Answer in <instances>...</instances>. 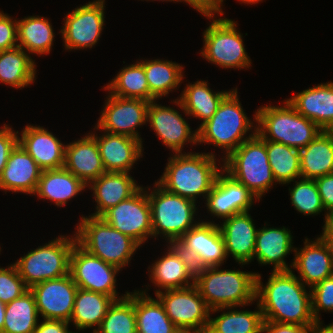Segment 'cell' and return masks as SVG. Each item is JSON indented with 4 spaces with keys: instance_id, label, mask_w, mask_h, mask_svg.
<instances>
[{
    "instance_id": "obj_24",
    "label": "cell",
    "mask_w": 333,
    "mask_h": 333,
    "mask_svg": "<svg viewBox=\"0 0 333 333\" xmlns=\"http://www.w3.org/2000/svg\"><path fill=\"white\" fill-rule=\"evenodd\" d=\"M20 136L18 143L42 170L64 167L66 145L46 128L27 124Z\"/></svg>"
},
{
    "instance_id": "obj_25",
    "label": "cell",
    "mask_w": 333,
    "mask_h": 333,
    "mask_svg": "<svg viewBox=\"0 0 333 333\" xmlns=\"http://www.w3.org/2000/svg\"><path fill=\"white\" fill-rule=\"evenodd\" d=\"M41 173L36 161L17 143L0 175V189L33 195Z\"/></svg>"
},
{
    "instance_id": "obj_4",
    "label": "cell",
    "mask_w": 333,
    "mask_h": 333,
    "mask_svg": "<svg viewBox=\"0 0 333 333\" xmlns=\"http://www.w3.org/2000/svg\"><path fill=\"white\" fill-rule=\"evenodd\" d=\"M241 105L237 88H234L222 100L214 115L197 128L198 144H213L226 151L221 160L256 134V125L253 126ZM252 127L254 131L247 137Z\"/></svg>"
},
{
    "instance_id": "obj_18",
    "label": "cell",
    "mask_w": 333,
    "mask_h": 333,
    "mask_svg": "<svg viewBox=\"0 0 333 333\" xmlns=\"http://www.w3.org/2000/svg\"><path fill=\"white\" fill-rule=\"evenodd\" d=\"M156 102L152 101L148 105L147 122L166 148L171 149L174 154L182 153L187 143L198 145L197 129L191 130L182 114L173 107L162 106Z\"/></svg>"
},
{
    "instance_id": "obj_37",
    "label": "cell",
    "mask_w": 333,
    "mask_h": 333,
    "mask_svg": "<svg viewBox=\"0 0 333 333\" xmlns=\"http://www.w3.org/2000/svg\"><path fill=\"white\" fill-rule=\"evenodd\" d=\"M55 33L48 18L43 16H28L17 19V41L29 54L45 55L52 50Z\"/></svg>"
},
{
    "instance_id": "obj_8",
    "label": "cell",
    "mask_w": 333,
    "mask_h": 333,
    "mask_svg": "<svg viewBox=\"0 0 333 333\" xmlns=\"http://www.w3.org/2000/svg\"><path fill=\"white\" fill-rule=\"evenodd\" d=\"M156 187V188H155ZM148 194L151 220L152 237L164 236L166 242L175 244L185 233L198 222L195 201L166 191L156 181L151 193L149 187H144Z\"/></svg>"
},
{
    "instance_id": "obj_2",
    "label": "cell",
    "mask_w": 333,
    "mask_h": 333,
    "mask_svg": "<svg viewBox=\"0 0 333 333\" xmlns=\"http://www.w3.org/2000/svg\"><path fill=\"white\" fill-rule=\"evenodd\" d=\"M215 157L212 152L175 153L168 158L163 175L156 182L166 191L195 202L200 196L206 199L223 169L222 165L217 166Z\"/></svg>"
},
{
    "instance_id": "obj_15",
    "label": "cell",
    "mask_w": 333,
    "mask_h": 333,
    "mask_svg": "<svg viewBox=\"0 0 333 333\" xmlns=\"http://www.w3.org/2000/svg\"><path fill=\"white\" fill-rule=\"evenodd\" d=\"M212 222L198 220V223L175 243L192 260L195 270L222 266L227 260L221 231L218 224Z\"/></svg>"
},
{
    "instance_id": "obj_47",
    "label": "cell",
    "mask_w": 333,
    "mask_h": 333,
    "mask_svg": "<svg viewBox=\"0 0 333 333\" xmlns=\"http://www.w3.org/2000/svg\"><path fill=\"white\" fill-rule=\"evenodd\" d=\"M19 134L18 130L15 132L7 124L0 128V175L6 166L11 150L18 143Z\"/></svg>"
},
{
    "instance_id": "obj_44",
    "label": "cell",
    "mask_w": 333,
    "mask_h": 333,
    "mask_svg": "<svg viewBox=\"0 0 333 333\" xmlns=\"http://www.w3.org/2000/svg\"><path fill=\"white\" fill-rule=\"evenodd\" d=\"M29 288L20 277L14 263L7 268L0 267V300L5 304L20 297Z\"/></svg>"
},
{
    "instance_id": "obj_59",
    "label": "cell",
    "mask_w": 333,
    "mask_h": 333,
    "mask_svg": "<svg viewBox=\"0 0 333 333\" xmlns=\"http://www.w3.org/2000/svg\"><path fill=\"white\" fill-rule=\"evenodd\" d=\"M141 1H142V0H141ZM145 1H149V0H145ZM151 1H153V0H151ZM154 1H156V0H154ZM158 1H166V2H167V1H168V2H169V1H171V2L173 1V2H176V3L178 2V0H158Z\"/></svg>"
},
{
    "instance_id": "obj_51",
    "label": "cell",
    "mask_w": 333,
    "mask_h": 333,
    "mask_svg": "<svg viewBox=\"0 0 333 333\" xmlns=\"http://www.w3.org/2000/svg\"><path fill=\"white\" fill-rule=\"evenodd\" d=\"M185 2L192 8L206 16H215V14L221 15L220 7L213 0H178V2Z\"/></svg>"
},
{
    "instance_id": "obj_57",
    "label": "cell",
    "mask_w": 333,
    "mask_h": 333,
    "mask_svg": "<svg viewBox=\"0 0 333 333\" xmlns=\"http://www.w3.org/2000/svg\"><path fill=\"white\" fill-rule=\"evenodd\" d=\"M219 7H220V9H221V15H223L224 13H223V11H222V8H221V6H223L222 4V2L224 1V0H213Z\"/></svg>"
},
{
    "instance_id": "obj_32",
    "label": "cell",
    "mask_w": 333,
    "mask_h": 333,
    "mask_svg": "<svg viewBox=\"0 0 333 333\" xmlns=\"http://www.w3.org/2000/svg\"><path fill=\"white\" fill-rule=\"evenodd\" d=\"M299 153L301 178L316 179L333 173V130H322Z\"/></svg>"
},
{
    "instance_id": "obj_33",
    "label": "cell",
    "mask_w": 333,
    "mask_h": 333,
    "mask_svg": "<svg viewBox=\"0 0 333 333\" xmlns=\"http://www.w3.org/2000/svg\"><path fill=\"white\" fill-rule=\"evenodd\" d=\"M114 301L111 296L78 288L69 323H73L79 331L96 326L94 333Z\"/></svg>"
},
{
    "instance_id": "obj_56",
    "label": "cell",
    "mask_w": 333,
    "mask_h": 333,
    "mask_svg": "<svg viewBox=\"0 0 333 333\" xmlns=\"http://www.w3.org/2000/svg\"><path fill=\"white\" fill-rule=\"evenodd\" d=\"M238 1H241L240 3H244V4H257L259 2H261L262 0H238Z\"/></svg>"
},
{
    "instance_id": "obj_46",
    "label": "cell",
    "mask_w": 333,
    "mask_h": 333,
    "mask_svg": "<svg viewBox=\"0 0 333 333\" xmlns=\"http://www.w3.org/2000/svg\"><path fill=\"white\" fill-rule=\"evenodd\" d=\"M17 46V20H13L7 13L0 11V51Z\"/></svg>"
},
{
    "instance_id": "obj_35",
    "label": "cell",
    "mask_w": 333,
    "mask_h": 333,
    "mask_svg": "<svg viewBox=\"0 0 333 333\" xmlns=\"http://www.w3.org/2000/svg\"><path fill=\"white\" fill-rule=\"evenodd\" d=\"M144 66L148 86L149 102L168 96L169 92L177 89L183 81L182 65L162 59L140 60Z\"/></svg>"
},
{
    "instance_id": "obj_42",
    "label": "cell",
    "mask_w": 333,
    "mask_h": 333,
    "mask_svg": "<svg viewBox=\"0 0 333 333\" xmlns=\"http://www.w3.org/2000/svg\"><path fill=\"white\" fill-rule=\"evenodd\" d=\"M136 331L134 290L126 297L113 302L94 333H135Z\"/></svg>"
},
{
    "instance_id": "obj_54",
    "label": "cell",
    "mask_w": 333,
    "mask_h": 333,
    "mask_svg": "<svg viewBox=\"0 0 333 333\" xmlns=\"http://www.w3.org/2000/svg\"><path fill=\"white\" fill-rule=\"evenodd\" d=\"M6 304L0 300V333L3 332Z\"/></svg>"
},
{
    "instance_id": "obj_34",
    "label": "cell",
    "mask_w": 333,
    "mask_h": 333,
    "mask_svg": "<svg viewBox=\"0 0 333 333\" xmlns=\"http://www.w3.org/2000/svg\"><path fill=\"white\" fill-rule=\"evenodd\" d=\"M258 310H238L236 307H222L212 309L210 313L223 311L215 318H209L206 333H262L263 315L258 303ZM236 309V310H235ZM229 310V311H228Z\"/></svg>"
},
{
    "instance_id": "obj_11",
    "label": "cell",
    "mask_w": 333,
    "mask_h": 333,
    "mask_svg": "<svg viewBox=\"0 0 333 333\" xmlns=\"http://www.w3.org/2000/svg\"><path fill=\"white\" fill-rule=\"evenodd\" d=\"M155 295L163 304L169 319L179 330L206 333L211 309L195 285L181 289L161 290Z\"/></svg>"
},
{
    "instance_id": "obj_22",
    "label": "cell",
    "mask_w": 333,
    "mask_h": 333,
    "mask_svg": "<svg viewBox=\"0 0 333 333\" xmlns=\"http://www.w3.org/2000/svg\"><path fill=\"white\" fill-rule=\"evenodd\" d=\"M99 148L106 172H130L143 156V141L122 134L104 131L101 136L91 133Z\"/></svg>"
},
{
    "instance_id": "obj_31",
    "label": "cell",
    "mask_w": 333,
    "mask_h": 333,
    "mask_svg": "<svg viewBox=\"0 0 333 333\" xmlns=\"http://www.w3.org/2000/svg\"><path fill=\"white\" fill-rule=\"evenodd\" d=\"M86 185L64 167L60 169L42 170L37 188L33 195L39 199H47L62 207L76 195L85 191ZM85 188V189H84Z\"/></svg>"
},
{
    "instance_id": "obj_49",
    "label": "cell",
    "mask_w": 333,
    "mask_h": 333,
    "mask_svg": "<svg viewBox=\"0 0 333 333\" xmlns=\"http://www.w3.org/2000/svg\"><path fill=\"white\" fill-rule=\"evenodd\" d=\"M312 327L314 326H302L272 321H263L262 333H309V330Z\"/></svg>"
},
{
    "instance_id": "obj_50",
    "label": "cell",
    "mask_w": 333,
    "mask_h": 333,
    "mask_svg": "<svg viewBox=\"0 0 333 333\" xmlns=\"http://www.w3.org/2000/svg\"><path fill=\"white\" fill-rule=\"evenodd\" d=\"M69 324L68 321L64 320L43 319L40 324L38 322L34 333H75L69 331Z\"/></svg>"
},
{
    "instance_id": "obj_55",
    "label": "cell",
    "mask_w": 333,
    "mask_h": 333,
    "mask_svg": "<svg viewBox=\"0 0 333 333\" xmlns=\"http://www.w3.org/2000/svg\"><path fill=\"white\" fill-rule=\"evenodd\" d=\"M320 236L325 240V242L329 246L331 251V257L333 259V235H320Z\"/></svg>"
},
{
    "instance_id": "obj_16",
    "label": "cell",
    "mask_w": 333,
    "mask_h": 333,
    "mask_svg": "<svg viewBox=\"0 0 333 333\" xmlns=\"http://www.w3.org/2000/svg\"><path fill=\"white\" fill-rule=\"evenodd\" d=\"M104 109L98 118L95 130L122 134L141 140L137 128L145 125L148 117L149 101L116 97L108 93Z\"/></svg>"
},
{
    "instance_id": "obj_52",
    "label": "cell",
    "mask_w": 333,
    "mask_h": 333,
    "mask_svg": "<svg viewBox=\"0 0 333 333\" xmlns=\"http://www.w3.org/2000/svg\"><path fill=\"white\" fill-rule=\"evenodd\" d=\"M324 215L325 224L321 235H333V208L327 211Z\"/></svg>"
},
{
    "instance_id": "obj_26",
    "label": "cell",
    "mask_w": 333,
    "mask_h": 333,
    "mask_svg": "<svg viewBox=\"0 0 333 333\" xmlns=\"http://www.w3.org/2000/svg\"><path fill=\"white\" fill-rule=\"evenodd\" d=\"M286 100L300 115L322 130H333V82L315 85Z\"/></svg>"
},
{
    "instance_id": "obj_17",
    "label": "cell",
    "mask_w": 333,
    "mask_h": 333,
    "mask_svg": "<svg viewBox=\"0 0 333 333\" xmlns=\"http://www.w3.org/2000/svg\"><path fill=\"white\" fill-rule=\"evenodd\" d=\"M38 314L43 319L70 322L78 286L70 274L33 285Z\"/></svg>"
},
{
    "instance_id": "obj_13",
    "label": "cell",
    "mask_w": 333,
    "mask_h": 333,
    "mask_svg": "<svg viewBox=\"0 0 333 333\" xmlns=\"http://www.w3.org/2000/svg\"><path fill=\"white\" fill-rule=\"evenodd\" d=\"M106 223L135 240L140 246L152 238L151 209L147 191L141 187L130 198L100 216Z\"/></svg>"
},
{
    "instance_id": "obj_19",
    "label": "cell",
    "mask_w": 333,
    "mask_h": 333,
    "mask_svg": "<svg viewBox=\"0 0 333 333\" xmlns=\"http://www.w3.org/2000/svg\"><path fill=\"white\" fill-rule=\"evenodd\" d=\"M255 199L258 200L245 185L222 169L206 197L205 206L212 216L223 220L235 214L248 212Z\"/></svg>"
},
{
    "instance_id": "obj_3",
    "label": "cell",
    "mask_w": 333,
    "mask_h": 333,
    "mask_svg": "<svg viewBox=\"0 0 333 333\" xmlns=\"http://www.w3.org/2000/svg\"><path fill=\"white\" fill-rule=\"evenodd\" d=\"M204 267L195 271V286L212 309L248 306L255 300L256 272Z\"/></svg>"
},
{
    "instance_id": "obj_14",
    "label": "cell",
    "mask_w": 333,
    "mask_h": 333,
    "mask_svg": "<svg viewBox=\"0 0 333 333\" xmlns=\"http://www.w3.org/2000/svg\"><path fill=\"white\" fill-rule=\"evenodd\" d=\"M105 0H93L69 12L60 30L66 50L92 48L105 23Z\"/></svg>"
},
{
    "instance_id": "obj_9",
    "label": "cell",
    "mask_w": 333,
    "mask_h": 333,
    "mask_svg": "<svg viewBox=\"0 0 333 333\" xmlns=\"http://www.w3.org/2000/svg\"><path fill=\"white\" fill-rule=\"evenodd\" d=\"M60 235L31 250L19 258L14 264L25 285L30 289L33 285L69 274L70 255L76 237Z\"/></svg>"
},
{
    "instance_id": "obj_60",
    "label": "cell",
    "mask_w": 333,
    "mask_h": 333,
    "mask_svg": "<svg viewBox=\"0 0 333 333\" xmlns=\"http://www.w3.org/2000/svg\"><path fill=\"white\" fill-rule=\"evenodd\" d=\"M328 326V328L333 332V323H331V324H329V325H327Z\"/></svg>"
},
{
    "instance_id": "obj_30",
    "label": "cell",
    "mask_w": 333,
    "mask_h": 333,
    "mask_svg": "<svg viewBox=\"0 0 333 333\" xmlns=\"http://www.w3.org/2000/svg\"><path fill=\"white\" fill-rule=\"evenodd\" d=\"M208 85V81L204 80L185 84L180 97L172 101L183 113L185 112L184 114L200 119V126L214 115L222 100L232 91L213 92Z\"/></svg>"
},
{
    "instance_id": "obj_45",
    "label": "cell",
    "mask_w": 333,
    "mask_h": 333,
    "mask_svg": "<svg viewBox=\"0 0 333 333\" xmlns=\"http://www.w3.org/2000/svg\"><path fill=\"white\" fill-rule=\"evenodd\" d=\"M312 314L317 323L320 321V310L333 312V276L325 278L311 289Z\"/></svg>"
},
{
    "instance_id": "obj_21",
    "label": "cell",
    "mask_w": 333,
    "mask_h": 333,
    "mask_svg": "<svg viewBox=\"0 0 333 333\" xmlns=\"http://www.w3.org/2000/svg\"><path fill=\"white\" fill-rule=\"evenodd\" d=\"M294 253L295 257L289 266L298 271L297 277L310 289L325 278L333 276L331 251L321 236L314 241L305 237L304 247L299 250L295 248Z\"/></svg>"
},
{
    "instance_id": "obj_27",
    "label": "cell",
    "mask_w": 333,
    "mask_h": 333,
    "mask_svg": "<svg viewBox=\"0 0 333 333\" xmlns=\"http://www.w3.org/2000/svg\"><path fill=\"white\" fill-rule=\"evenodd\" d=\"M64 168L86 186L106 172L96 138L91 133L66 145Z\"/></svg>"
},
{
    "instance_id": "obj_43",
    "label": "cell",
    "mask_w": 333,
    "mask_h": 333,
    "mask_svg": "<svg viewBox=\"0 0 333 333\" xmlns=\"http://www.w3.org/2000/svg\"><path fill=\"white\" fill-rule=\"evenodd\" d=\"M295 181L293 188L289 187L291 204L303 215H318L325 211L321 196L314 179L300 178Z\"/></svg>"
},
{
    "instance_id": "obj_40",
    "label": "cell",
    "mask_w": 333,
    "mask_h": 333,
    "mask_svg": "<svg viewBox=\"0 0 333 333\" xmlns=\"http://www.w3.org/2000/svg\"><path fill=\"white\" fill-rule=\"evenodd\" d=\"M116 97L149 101V86L144 66L138 61L121 68L117 76L104 87Z\"/></svg>"
},
{
    "instance_id": "obj_20",
    "label": "cell",
    "mask_w": 333,
    "mask_h": 333,
    "mask_svg": "<svg viewBox=\"0 0 333 333\" xmlns=\"http://www.w3.org/2000/svg\"><path fill=\"white\" fill-rule=\"evenodd\" d=\"M148 269L151 282L159 288L155 294L161 289H181L195 285L196 270L193 262L176 244H170L165 255Z\"/></svg>"
},
{
    "instance_id": "obj_28",
    "label": "cell",
    "mask_w": 333,
    "mask_h": 333,
    "mask_svg": "<svg viewBox=\"0 0 333 333\" xmlns=\"http://www.w3.org/2000/svg\"><path fill=\"white\" fill-rule=\"evenodd\" d=\"M93 191L96 212L90 216L100 217L104 212L130 198L142 186L128 172H105L88 186Z\"/></svg>"
},
{
    "instance_id": "obj_38",
    "label": "cell",
    "mask_w": 333,
    "mask_h": 333,
    "mask_svg": "<svg viewBox=\"0 0 333 333\" xmlns=\"http://www.w3.org/2000/svg\"><path fill=\"white\" fill-rule=\"evenodd\" d=\"M21 47L0 51V83L22 89L36 80L35 60Z\"/></svg>"
},
{
    "instance_id": "obj_36",
    "label": "cell",
    "mask_w": 333,
    "mask_h": 333,
    "mask_svg": "<svg viewBox=\"0 0 333 333\" xmlns=\"http://www.w3.org/2000/svg\"><path fill=\"white\" fill-rule=\"evenodd\" d=\"M135 290V315L138 333H176L179 329L169 319L159 299Z\"/></svg>"
},
{
    "instance_id": "obj_10",
    "label": "cell",
    "mask_w": 333,
    "mask_h": 333,
    "mask_svg": "<svg viewBox=\"0 0 333 333\" xmlns=\"http://www.w3.org/2000/svg\"><path fill=\"white\" fill-rule=\"evenodd\" d=\"M207 18L213 20L203 32L204 46L201 56L220 68L242 70L249 68L252 64L251 59L244 48L243 34L236 29L237 23L228 18L216 19L215 16Z\"/></svg>"
},
{
    "instance_id": "obj_1",
    "label": "cell",
    "mask_w": 333,
    "mask_h": 333,
    "mask_svg": "<svg viewBox=\"0 0 333 333\" xmlns=\"http://www.w3.org/2000/svg\"><path fill=\"white\" fill-rule=\"evenodd\" d=\"M261 274H256L255 300L263 320L285 324L315 326L312 314L311 290L293 270L272 271L265 286Z\"/></svg>"
},
{
    "instance_id": "obj_48",
    "label": "cell",
    "mask_w": 333,
    "mask_h": 333,
    "mask_svg": "<svg viewBox=\"0 0 333 333\" xmlns=\"http://www.w3.org/2000/svg\"><path fill=\"white\" fill-rule=\"evenodd\" d=\"M314 180L321 196L323 207L326 210L325 212H327L333 208V173Z\"/></svg>"
},
{
    "instance_id": "obj_12",
    "label": "cell",
    "mask_w": 333,
    "mask_h": 333,
    "mask_svg": "<svg viewBox=\"0 0 333 333\" xmlns=\"http://www.w3.org/2000/svg\"><path fill=\"white\" fill-rule=\"evenodd\" d=\"M120 269L104 262L100 258L89 254L77 243L70 255L69 274L78 288L101 293L119 300L128 295V291L121 297L116 290V275Z\"/></svg>"
},
{
    "instance_id": "obj_7",
    "label": "cell",
    "mask_w": 333,
    "mask_h": 333,
    "mask_svg": "<svg viewBox=\"0 0 333 333\" xmlns=\"http://www.w3.org/2000/svg\"><path fill=\"white\" fill-rule=\"evenodd\" d=\"M222 161L223 170L245 185L259 201L277 183L269 164L265 140L257 133Z\"/></svg>"
},
{
    "instance_id": "obj_39",
    "label": "cell",
    "mask_w": 333,
    "mask_h": 333,
    "mask_svg": "<svg viewBox=\"0 0 333 333\" xmlns=\"http://www.w3.org/2000/svg\"><path fill=\"white\" fill-rule=\"evenodd\" d=\"M38 316L35 296L28 289L6 304L2 333H34L39 321Z\"/></svg>"
},
{
    "instance_id": "obj_58",
    "label": "cell",
    "mask_w": 333,
    "mask_h": 333,
    "mask_svg": "<svg viewBox=\"0 0 333 333\" xmlns=\"http://www.w3.org/2000/svg\"><path fill=\"white\" fill-rule=\"evenodd\" d=\"M176 333H197V332L191 330H178Z\"/></svg>"
},
{
    "instance_id": "obj_53",
    "label": "cell",
    "mask_w": 333,
    "mask_h": 333,
    "mask_svg": "<svg viewBox=\"0 0 333 333\" xmlns=\"http://www.w3.org/2000/svg\"><path fill=\"white\" fill-rule=\"evenodd\" d=\"M323 323H318L309 330V333H333L327 325H322Z\"/></svg>"
},
{
    "instance_id": "obj_29",
    "label": "cell",
    "mask_w": 333,
    "mask_h": 333,
    "mask_svg": "<svg viewBox=\"0 0 333 333\" xmlns=\"http://www.w3.org/2000/svg\"><path fill=\"white\" fill-rule=\"evenodd\" d=\"M291 231L284 226L281 228L266 227L259 228L257 232L255 250L253 255L258 264L273 265L272 271L292 270L286 264L285 258L294 252L293 236Z\"/></svg>"
},
{
    "instance_id": "obj_23",
    "label": "cell",
    "mask_w": 333,
    "mask_h": 333,
    "mask_svg": "<svg viewBox=\"0 0 333 333\" xmlns=\"http://www.w3.org/2000/svg\"><path fill=\"white\" fill-rule=\"evenodd\" d=\"M248 212L225 218L218 227L224 239L225 253L232 255L239 265L253 261L258 229Z\"/></svg>"
},
{
    "instance_id": "obj_41",
    "label": "cell",
    "mask_w": 333,
    "mask_h": 333,
    "mask_svg": "<svg viewBox=\"0 0 333 333\" xmlns=\"http://www.w3.org/2000/svg\"><path fill=\"white\" fill-rule=\"evenodd\" d=\"M269 164L277 183L288 184L301 178L299 150L285 144L266 141Z\"/></svg>"
},
{
    "instance_id": "obj_5",
    "label": "cell",
    "mask_w": 333,
    "mask_h": 333,
    "mask_svg": "<svg viewBox=\"0 0 333 333\" xmlns=\"http://www.w3.org/2000/svg\"><path fill=\"white\" fill-rule=\"evenodd\" d=\"M283 103V106H261L255 111L256 133L266 141L300 150L313 141L322 129L300 115L287 100Z\"/></svg>"
},
{
    "instance_id": "obj_6",
    "label": "cell",
    "mask_w": 333,
    "mask_h": 333,
    "mask_svg": "<svg viewBox=\"0 0 333 333\" xmlns=\"http://www.w3.org/2000/svg\"><path fill=\"white\" fill-rule=\"evenodd\" d=\"M77 225L74 233L77 244L120 270L129 265L134 252L140 248L135 240L113 228L101 217L82 216Z\"/></svg>"
}]
</instances>
